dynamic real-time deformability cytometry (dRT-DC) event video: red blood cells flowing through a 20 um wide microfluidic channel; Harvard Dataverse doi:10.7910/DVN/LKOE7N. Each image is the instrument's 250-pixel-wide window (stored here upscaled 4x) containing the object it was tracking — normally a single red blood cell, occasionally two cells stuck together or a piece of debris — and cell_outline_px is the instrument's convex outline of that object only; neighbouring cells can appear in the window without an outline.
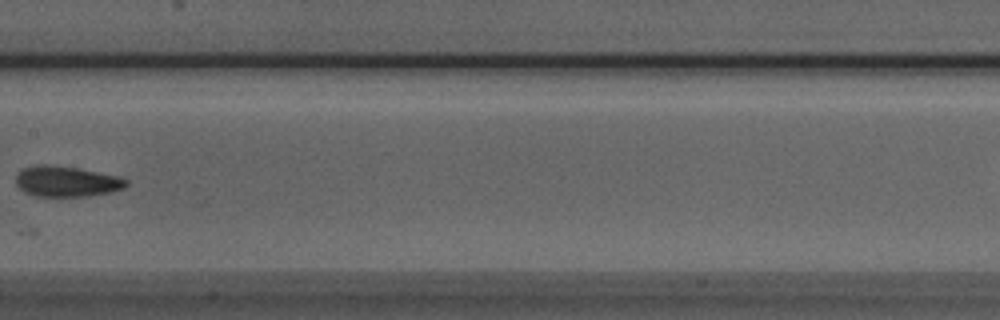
{"species": "Egyptian fruit bat (a non-hibernating species)", "species_latin": "Rousettus aegyptiacus", "temperature_condition": "room temperature", "stored_images_in_passage": 11, "camera_frame_rate_fps": 3000, "um_per_image_px": 0.085, "animal": {"sex": "male"}, "frame": {"image": 1, "passage_image": 8, "time_ms": 2.333, "image_size_px": [1000, 320], "cell_outline_px": [[128, 184], [124, 188], [112, 192], [88, 196], [32, 196], [24, 192], [16, 184], [16, 172], [24, 168], [36, 164], [48, 164], [80, 168], [120, 176], [128, 180]], "centroid_in_image_um": [5.66, 15.41], "position_along_channel_um": 201.7, "area_um2": 20.06}}
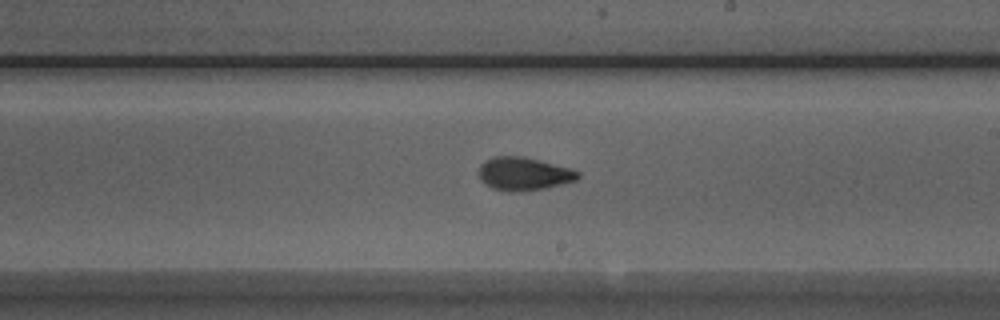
{"frame": {"image": 2, "passage_image": 10, "time_ms": 3.0, "image_size_px": [1000, 320], "cell_outline_px": [[580, 176], [576, 180], [544, 188], [520, 192], [508, 192], [492, 188], [484, 184], [480, 180], [480, 164], [484, 160], [496, 156], [524, 156], [568, 168], [580, 172]], "centroid_in_image_um": [44.48, 14.78], "position_along_channel_um": 244.5, "area_um2": 19.07}}
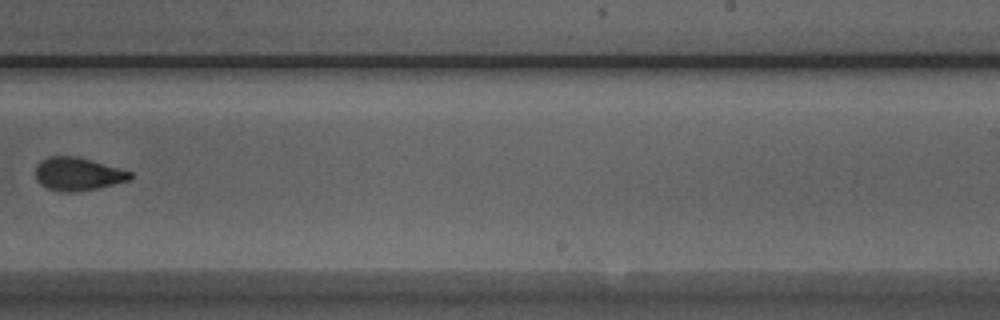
{"frame": {"image": 3, "passage_image": 11, "time_ms": 3.333, "image_size_px": [1000, 320], "cell_outline_px": [[132, 176], [128, 180], [96, 188], [72, 192], [60, 192], [48, 188], [40, 184], [36, 180], [36, 164], [40, 160], [48, 156], [76, 156], [132, 172]], "centroid_in_image_um": [6.55, 14.78], "position_along_channel_um": 282.5, "area_um2": 18.03}}